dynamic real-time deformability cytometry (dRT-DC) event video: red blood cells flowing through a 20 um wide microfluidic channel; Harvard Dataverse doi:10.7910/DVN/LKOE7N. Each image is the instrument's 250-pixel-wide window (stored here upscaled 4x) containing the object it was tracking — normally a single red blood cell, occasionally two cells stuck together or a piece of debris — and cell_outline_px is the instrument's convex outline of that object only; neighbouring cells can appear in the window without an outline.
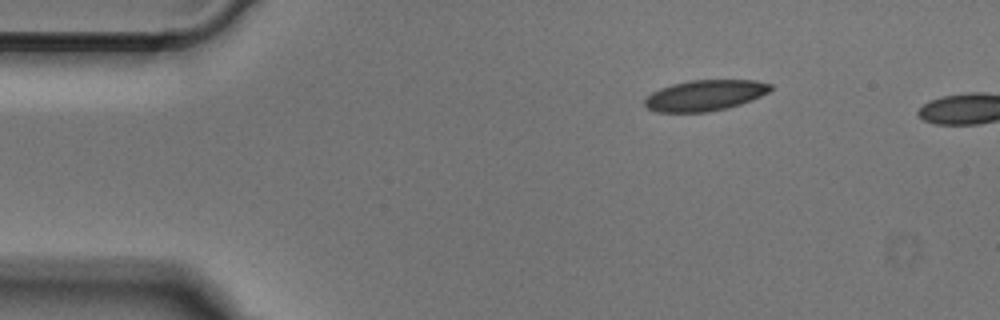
{"species": "Egyptian fruit bat (a non-hibernating species)", "species_latin": "Rousettus aegyptiacus", "temperature_condition": "cold", "stored_images_in_passage": 3, "camera_frame_rate_fps": 3000, "um_per_image_px": 0.085, "animal": {"sex": "male"}, "frame": {"image": 1, "passage_image": 1, "time_ms": 0.0, "image_size_px": [1000, 320], "cell_outline_px": [[772, 88], [768, 92], [752, 100], [728, 108], [708, 112], [656, 112], [648, 108], [644, 104], [644, 100], [652, 92], [660, 88], [672, 84], [692, 80], [756, 80], [772, 84]], "centroid_in_image_um": [59.93, 8.11], "position_along_channel_um": 25.1, "area_um2": 22.6}}